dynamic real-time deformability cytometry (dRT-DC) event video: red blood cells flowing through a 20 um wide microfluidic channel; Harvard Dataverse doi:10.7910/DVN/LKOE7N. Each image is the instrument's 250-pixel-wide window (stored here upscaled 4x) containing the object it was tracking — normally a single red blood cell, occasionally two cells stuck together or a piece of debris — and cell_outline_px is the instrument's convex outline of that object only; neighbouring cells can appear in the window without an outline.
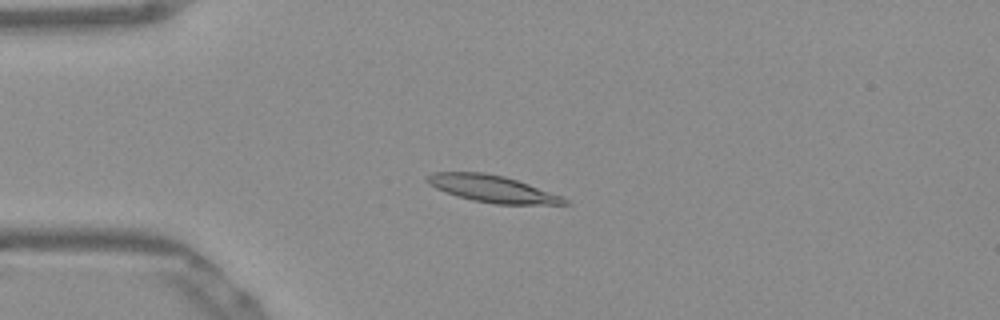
{"species": "Egyptian fruit bat (a non-hibernating species)", "species_latin": "Rousettus aegyptiacus", "temperature_condition": "warm", "stored_images_in_passage": 41, "camera_frame_rate_fps": 3000, "um_per_image_px": 0.085, "frame": {"image": 1, "passage_image": 2, "time_ms": 0.333, "image_size_px": [1000, 320], "cell_outline_px": [[572, 204], [496, 204], [472, 200], [456, 196], [436, 188], [428, 184], [424, 180], [424, 176], [432, 172], [484, 172], [504, 176], [528, 184], [560, 196], [568, 200]], "centroid_in_image_um": [41.76, 16.03], "position_along_channel_um": 43.2, "area_um2": 21.44}}
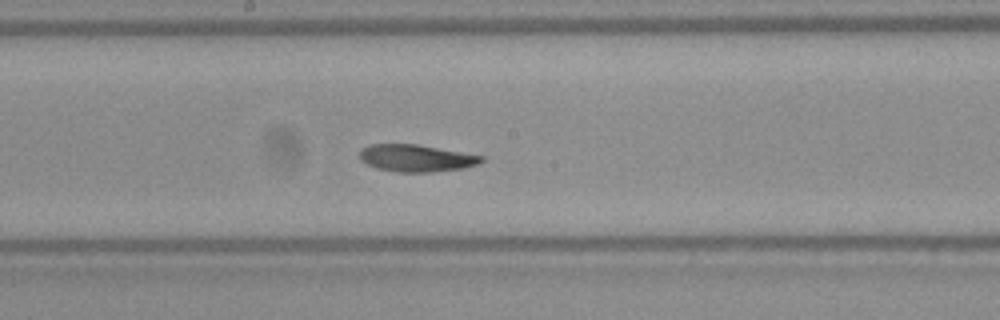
{"frame": {"image": 2, "passage_image": 17, "time_ms": 5.333, "image_size_px": [1000, 320], "cell_outline_px": [[484, 160], [480, 164], [464, 168], [432, 172], [396, 172], [376, 168], [360, 160], [360, 148], [368, 144], [416, 144], [484, 156]], "centroid_in_image_um": [35.37, 13.44], "position_along_channel_um": 212.8, "area_um2": 19.36}}
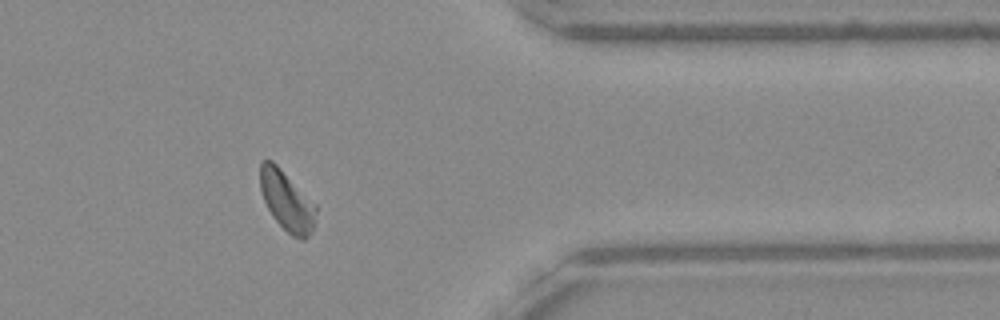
{"frame": {"image": 3, "passage_image": 32, "time_ms": 10.333, "image_size_px": [1000, 320], "cell_outline_px": [[316, 212], [312, 228], [308, 236], [304, 240], [300, 240], [292, 236], [272, 216], [264, 200], [260, 188], [260, 164], [264, 160], [272, 160], [316, 204]], "centroid_in_image_um": [24.37, 17.07], "position_along_channel_um": 387.0, "area_um2": 19.13}, "authors_computed_cell_mechanics": {"area_um2": 19.5942, "velocity_mm_per_s": 3.8273, "shape_relaxation_time_tau1_ms": 8.3879, "shape_relaxation_time_tau2_ms": 3.1867, "deformation_change_tau1": 0.2028, "deformation_change_tau2": 0.0847}}